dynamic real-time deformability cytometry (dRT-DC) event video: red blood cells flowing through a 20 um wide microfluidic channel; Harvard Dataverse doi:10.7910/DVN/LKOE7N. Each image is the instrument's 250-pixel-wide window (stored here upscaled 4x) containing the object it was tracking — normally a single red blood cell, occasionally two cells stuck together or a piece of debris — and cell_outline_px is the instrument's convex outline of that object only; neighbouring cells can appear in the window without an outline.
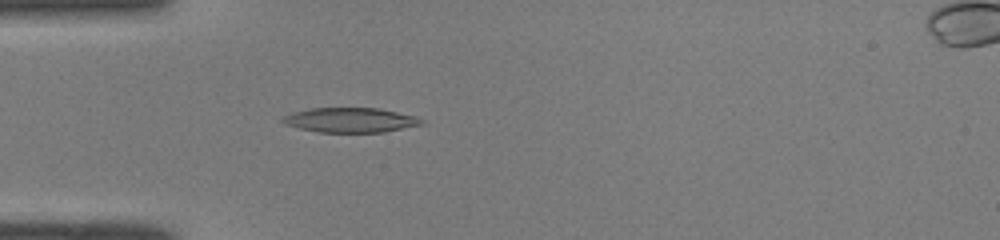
{"species": "common noctule bat (a hibernating species)", "species_latin": "Nyctalus noctula", "temperature_condition": "room temperature", "stored_images_in_passage": 42, "camera_frame_rate_fps": 3000, "um_per_image_px": 0.085, "animal": {"sex": "male", "body_mass_g": 19.0, "forearm_length_mm": 50.8}, "frame": {"image": 1, "passage_image": 11, "time_ms": 3.333, "image_size_px": [1000, 240], "cell_outline_px": [[424, 124], [384, 132], [320, 132], [300, 128], [284, 124], [280, 120], [280, 116], [292, 112], [308, 108], [380, 108], [412, 116], [424, 120]], "centroid_in_image_um": [29.72, 10.2], "position_along_channel_um": 55.3, "area_um2": 20.0}}
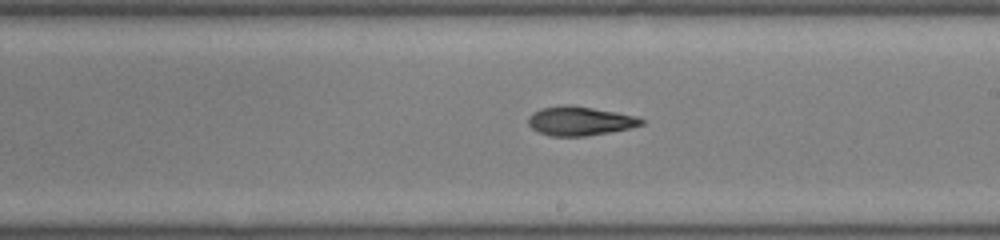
{"frame": {"image": 2, "passage_image": 25, "time_ms": 8.0, "image_size_px": [1000, 240], "cell_outline_px": [[644, 124], [632, 128], [584, 136], [552, 136], [540, 132], [532, 128], [528, 124], [528, 116], [532, 112], [540, 108], [560, 104], [568, 104], [616, 112], [636, 116], [644, 120]], "centroid_in_image_um": [49.27, 10.27], "position_along_channel_um": 239.7, "area_um2": 19.19}}
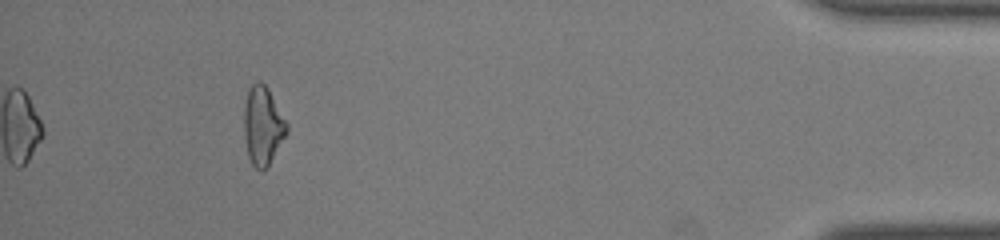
{"frame": {"image": 3, "passage_image": 42, "time_ms": 13.667, "image_size_px": [1000, 240], "cell_outline_px": [[288, 132], [268, 168], [260, 172], [252, 164], [248, 156], [244, 136], [244, 104], [248, 88], [256, 80], [260, 80], [268, 88], [288, 124]], "centroid_in_image_um": [22.34, 10.7], "position_along_channel_um": 412.9, "area_um2": 19.94}, "authors_computed_cell_mechanics": {"area_um2": 19.3052, "velocity_mm_per_s": 4.105, "shape_relaxation_time_tau1_ms": null, "shape_relaxation_time_tau2_ms": 5.9044, "deformation_change_tau1": null, "deformation_change_tau2": 0.15}}